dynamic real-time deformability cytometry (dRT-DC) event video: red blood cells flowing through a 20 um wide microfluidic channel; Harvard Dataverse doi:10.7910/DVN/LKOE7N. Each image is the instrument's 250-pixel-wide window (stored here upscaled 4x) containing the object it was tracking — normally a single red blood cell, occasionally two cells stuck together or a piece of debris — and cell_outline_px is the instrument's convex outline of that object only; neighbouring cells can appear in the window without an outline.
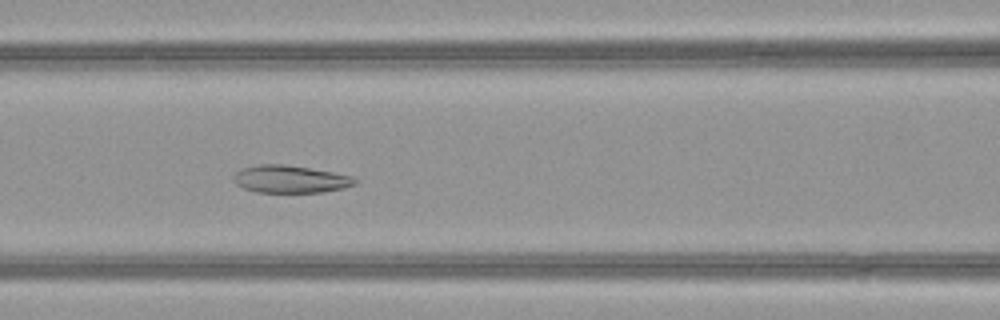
{"species": "common noctule bat (a hibernating species)", "species_latin": "Nyctalus noctula", "temperature_condition": "warm", "stored_images_in_passage": 44, "camera_frame_rate_fps": 3000, "um_per_image_px": 0.085, "animal": {"sex": "female", "body_mass_g": 21.9}, "frame": {"image": 1, "passage_image": 15, "time_ms": 4.667, "image_size_px": [1000, 320], "cell_outline_px": [[360, 180], [356, 184], [344, 188], [324, 192], [256, 192], [244, 188], [236, 184], [232, 180], [232, 176], [236, 172], [244, 168], [260, 164], [284, 164], [332, 172], [352, 176]], "centroid_in_image_um": [24.69, 15.23], "position_along_channel_um": 141.9, "area_um2": 19.48}}
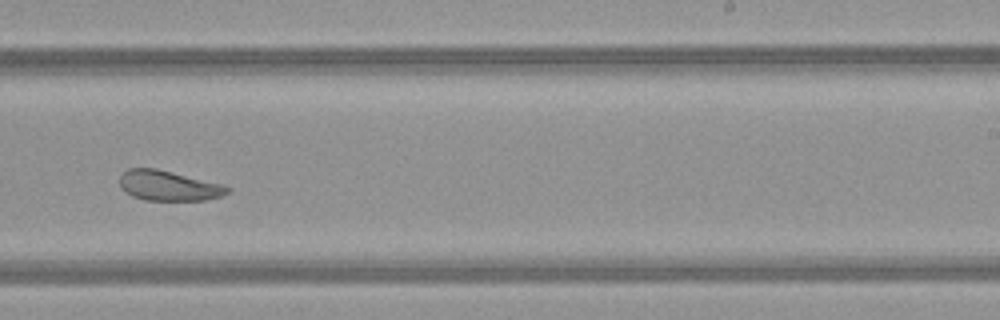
{"frame": {"image": 2, "passage_image": 25, "time_ms": 8.0, "image_size_px": [1000, 320], "cell_outline_px": [[232, 188], [228, 192], [220, 196], [204, 200], [144, 200], [132, 196], [124, 192], [120, 188], [120, 172], [128, 168], [156, 168], [224, 184]], "centroid_in_image_um": [14.3, 15.77], "position_along_channel_um": 274.7, "area_um2": 19.13}}
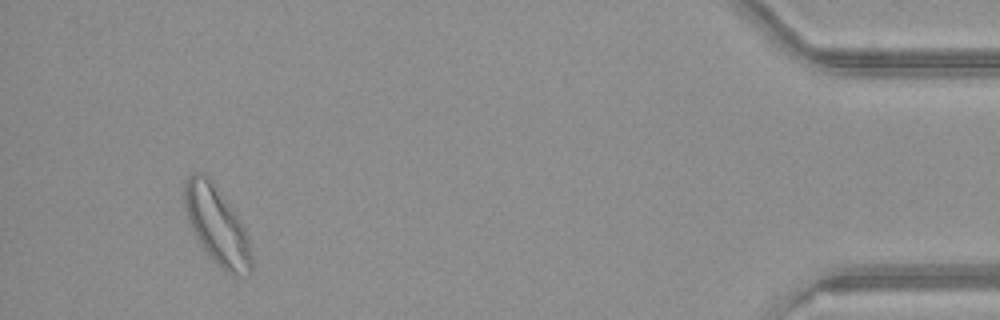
{"frame": {"image": 3, "passage_image": 41, "time_ms": 13.333, "image_size_px": [1000, 320], "cell_outline_px": [[252, 272], [248, 276], [232, 276], [224, 272], [212, 260], [200, 244], [188, 224], [184, 208], [184, 184], [188, 176], [192, 172], [200, 172], [208, 176], [212, 180], [224, 196], [240, 220], [244, 228], [248, 240], [252, 256]], "centroid_in_image_um": [18.42, 19.19], "position_along_channel_um": 416.8, "area_um2": 30.98}, "authors_computed_cell_mechanics": {"area_um2": 22.4264, "velocity_mm_per_s": 3.99, "shape_relaxation_time_tau1_ms": null, "shape_relaxation_time_tau2_ms": 10.4016, "deformation_change_tau1": null, "deformation_change_tau2": 0.1873}}